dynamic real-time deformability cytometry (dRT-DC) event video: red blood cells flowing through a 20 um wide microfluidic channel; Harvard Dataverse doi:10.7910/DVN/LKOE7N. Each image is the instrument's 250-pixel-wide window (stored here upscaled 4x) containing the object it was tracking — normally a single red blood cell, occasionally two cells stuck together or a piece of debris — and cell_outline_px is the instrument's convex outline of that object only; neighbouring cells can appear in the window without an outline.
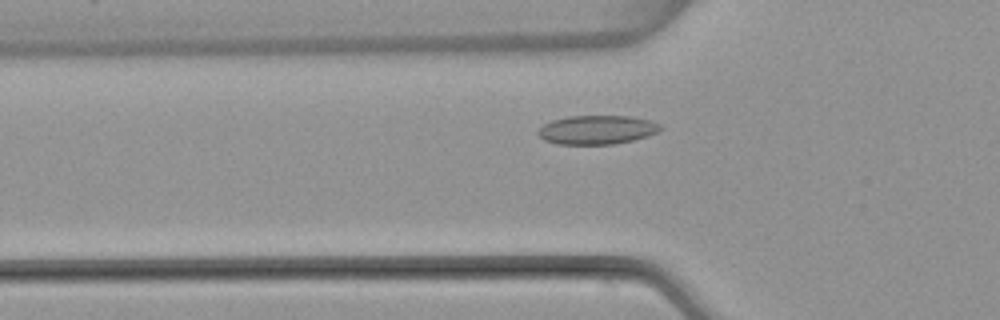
{"species": "common noctule bat (a hibernating species)", "species_latin": "Nyctalus noctula", "temperature_condition": "warm", "stored_images_in_passage": 46, "camera_frame_rate_fps": 3000, "um_per_image_px": 0.085, "animal": {"sex": "female", "body_mass_g": 22.7, "forearm_length_mm": 54.2}, "frame": {"image": 1, "passage_image": 11, "time_ms": 3.333, "image_size_px": [1000, 320], "cell_outline_px": [[664, 128], [648, 136], [632, 140], [612, 144], [556, 144], [544, 140], [536, 132], [544, 124], [552, 120], [568, 116], [632, 116], [648, 120], [660, 124]], "centroid_in_image_um": [50.74, 11.03], "position_along_channel_um": 75.1, "area_um2": 20.58}}
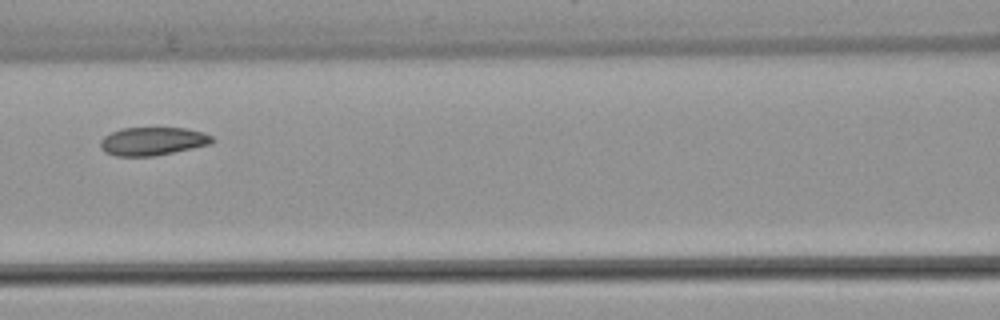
{"frame": {"image": 2, "passage_image": 17, "time_ms": 5.333, "image_size_px": [1000, 320], "cell_outline_px": [[216, 140], [212, 144], [152, 156], [116, 156], [104, 152], [100, 148], [100, 140], [104, 136], [120, 128], [184, 128], [204, 132], [212, 136]], "centroid_in_image_um": [12.97, 12.0], "position_along_channel_um": 153.6, "area_um2": 18.44}}
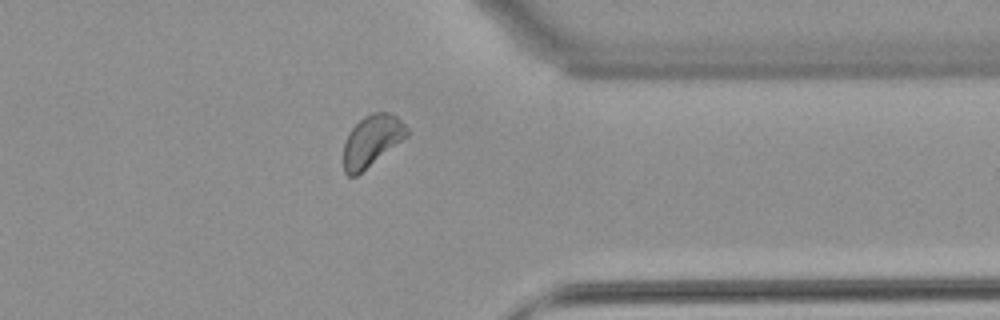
{"frame": {"image": 3, "passage_image": 35, "time_ms": 11.333, "image_size_px": [1000, 320], "cell_outline_px": [[408, 136], [356, 176], [348, 176], [344, 172], [344, 144], [348, 132], [364, 116], [372, 112], [388, 112], [396, 116], [408, 128]], "centroid_in_image_um": [31.6, 11.95], "position_along_channel_um": 379.8, "area_um2": 18.79}, "authors_computed_cell_mechanics": {"area_um2": 19.0451, "velocity_mm_per_s": 3.9045, "shape_relaxation_time_tau1_ms": 3.442, "shape_relaxation_time_tau2_ms": 6.9882, "deformation_change_tau1": 0.0652, "deformation_change_tau2": 0.0942}}